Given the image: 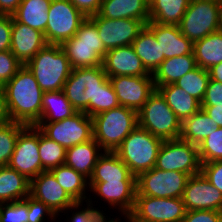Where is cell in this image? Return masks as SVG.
<instances>
[{"instance_id": "cell-6", "label": "cell", "mask_w": 222, "mask_h": 222, "mask_svg": "<svg viewBox=\"0 0 222 222\" xmlns=\"http://www.w3.org/2000/svg\"><path fill=\"white\" fill-rule=\"evenodd\" d=\"M72 69L98 67L108 51L99 37L97 26L87 18L76 34L61 44Z\"/></svg>"}, {"instance_id": "cell-54", "label": "cell", "mask_w": 222, "mask_h": 222, "mask_svg": "<svg viewBox=\"0 0 222 222\" xmlns=\"http://www.w3.org/2000/svg\"><path fill=\"white\" fill-rule=\"evenodd\" d=\"M128 222H130V217L128 216V215H125V217H124ZM120 219L119 218H110L109 217V219H105L103 222H121V221H119Z\"/></svg>"}, {"instance_id": "cell-28", "label": "cell", "mask_w": 222, "mask_h": 222, "mask_svg": "<svg viewBox=\"0 0 222 222\" xmlns=\"http://www.w3.org/2000/svg\"><path fill=\"white\" fill-rule=\"evenodd\" d=\"M157 90L165 98L167 105L181 122L201 109V102L199 100L187 94L185 90L174 83L159 86Z\"/></svg>"}, {"instance_id": "cell-20", "label": "cell", "mask_w": 222, "mask_h": 222, "mask_svg": "<svg viewBox=\"0 0 222 222\" xmlns=\"http://www.w3.org/2000/svg\"><path fill=\"white\" fill-rule=\"evenodd\" d=\"M102 66L109 77L148 76L150 73L143 66L132 45L109 49Z\"/></svg>"}, {"instance_id": "cell-46", "label": "cell", "mask_w": 222, "mask_h": 222, "mask_svg": "<svg viewBox=\"0 0 222 222\" xmlns=\"http://www.w3.org/2000/svg\"><path fill=\"white\" fill-rule=\"evenodd\" d=\"M201 106H222V83L209 79Z\"/></svg>"}, {"instance_id": "cell-42", "label": "cell", "mask_w": 222, "mask_h": 222, "mask_svg": "<svg viewBox=\"0 0 222 222\" xmlns=\"http://www.w3.org/2000/svg\"><path fill=\"white\" fill-rule=\"evenodd\" d=\"M117 95L109 78L100 86L96 94V115L119 107Z\"/></svg>"}, {"instance_id": "cell-15", "label": "cell", "mask_w": 222, "mask_h": 222, "mask_svg": "<svg viewBox=\"0 0 222 222\" xmlns=\"http://www.w3.org/2000/svg\"><path fill=\"white\" fill-rule=\"evenodd\" d=\"M88 18L97 26L99 37L107 50L132 45L145 27L141 20L136 19L115 20L101 17L99 14Z\"/></svg>"}, {"instance_id": "cell-7", "label": "cell", "mask_w": 222, "mask_h": 222, "mask_svg": "<svg viewBox=\"0 0 222 222\" xmlns=\"http://www.w3.org/2000/svg\"><path fill=\"white\" fill-rule=\"evenodd\" d=\"M181 123L157 89L138 111V125L163 141L179 139Z\"/></svg>"}, {"instance_id": "cell-17", "label": "cell", "mask_w": 222, "mask_h": 222, "mask_svg": "<svg viewBox=\"0 0 222 222\" xmlns=\"http://www.w3.org/2000/svg\"><path fill=\"white\" fill-rule=\"evenodd\" d=\"M182 200L186 211L215 210L222 212V193L201 172L188 178Z\"/></svg>"}, {"instance_id": "cell-9", "label": "cell", "mask_w": 222, "mask_h": 222, "mask_svg": "<svg viewBox=\"0 0 222 222\" xmlns=\"http://www.w3.org/2000/svg\"><path fill=\"white\" fill-rule=\"evenodd\" d=\"M46 137L68 149L93 139V119L84 112L51 123L35 125Z\"/></svg>"}, {"instance_id": "cell-10", "label": "cell", "mask_w": 222, "mask_h": 222, "mask_svg": "<svg viewBox=\"0 0 222 222\" xmlns=\"http://www.w3.org/2000/svg\"><path fill=\"white\" fill-rule=\"evenodd\" d=\"M44 33L47 44H62L71 39L87 17L69 0H52Z\"/></svg>"}, {"instance_id": "cell-55", "label": "cell", "mask_w": 222, "mask_h": 222, "mask_svg": "<svg viewBox=\"0 0 222 222\" xmlns=\"http://www.w3.org/2000/svg\"><path fill=\"white\" fill-rule=\"evenodd\" d=\"M220 30L222 31V13H221Z\"/></svg>"}, {"instance_id": "cell-30", "label": "cell", "mask_w": 222, "mask_h": 222, "mask_svg": "<svg viewBox=\"0 0 222 222\" xmlns=\"http://www.w3.org/2000/svg\"><path fill=\"white\" fill-rule=\"evenodd\" d=\"M76 112L63 90L47 91L42 96L41 117L38 123L60 121Z\"/></svg>"}, {"instance_id": "cell-51", "label": "cell", "mask_w": 222, "mask_h": 222, "mask_svg": "<svg viewBox=\"0 0 222 222\" xmlns=\"http://www.w3.org/2000/svg\"><path fill=\"white\" fill-rule=\"evenodd\" d=\"M22 0H0V14L12 15L20 5Z\"/></svg>"}, {"instance_id": "cell-26", "label": "cell", "mask_w": 222, "mask_h": 222, "mask_svg": "<svg viewBox=\"0 0 222 222\" xmlns=\"http://www.w3.org/2000/svg\"><path fill=\"white\" fill-rule=\"evenodd\" d=\"M196 67L194 54L165 59L152 74L155 88L175 83Z\"/></svg>"}, {"instance_id": "cell-13", "label": "cell", "mask_w": 222, "mask_h": 222, "mask_svg": "<svg viewBox=\"0 0 222 222\" xmlns=\"http://www.w3.org/2000/svg\"><path fill=\"white\" fill-rule=\"evenodd\" d=\"M155 167L163 171H177L189 176L200 173L198 146L182 139L165 140L161 144Z\"/></svg>"}, {"instance_id": "cell-43", "label": "cell", "mask_w": 222, "mask_h": 222, "mask_svg": "<svg viewBox=\"0 0 222 222\" xmlns=\"http://www.w3.org/2000/svg\"><path fill=\"white\" fill-rule=\"evenodd\" d=\"M23 65L11 50L0 52V87L9 82Z\"/></svg>"}, {"instance_id": "cell-45", "label": "cell", "mask_w": 222, "mask_h": 222, "mask_svg": "<svg viewBox=\"0 0 222 222\" xmlns=\"http://www.w3.org/2000/svg\"><path fill=\"white\" fill-rule=\"evenodd\" d=\"M200 172L222 193V161L202 163Z\"/></svg>"}, {"instance_id": "cell-50", "label": "cell", "mask_w": 222, "mask_h": 222, "mask_svg": "<svg viewBox=\"0 0 222 222\" xmlns=\"http://www.w3.org/2000/svg\"><path fill=\"white\" fill-rule=\"evenodd\" d=\"M201 108L211 117L217 127H222V106H201Z\"/></svg>"}, {"instance_id": "cell-33", "label": "cell", "mask_w": 222, "mask_h": 222, "mask_svg": "<svg viewBox=\"0 0 222 222\" xmlns=\"http://www.w3.org/2000/svg\"><path fill=\"white\" fill-rule=\"evenodd\" d=\"M190 0H150L149 22L178 25Z\"/></svg>"}, {"instance_id": "cell-25", "label": "cell", "mask_w": 222, "mask_h": 222, "mask_svg": "<svg viewBox=\"0 0 222 222\" xmlns=\"http://www.w3.org/2000/svg\"><path fill=\"white\" fill-rule=\"evenodd\" d=\"M100 151L102 149L94 139L77 144L67 149L64 164L72 167L89 180L99 156L103 153Z\"/></svg>"}, {"instance_id": "cell-38", "label": "cell", "mask_w": 222, "mask_h": 222, "mask_svg": "<svg viewBox=\"0 0 222 222\" xmlns=\"http://www.w3.org/2000/svg\"><path fill=\"white\" fill-rule=\"evenodd\" d=\"M25 127L26 125L13 121L0 125V167L8 166L16 146L17 137Z\"/></svg>"}, {"instance_id": "cell-3", "label": "cell", "mask_w": 222, "mask_h": 222, "mask_svg": "<svg viewBox=\"0 0 222 222\" xmlns=\"http://www.w3.org/2000/svg\"><path fill=\"white\" fill-rule=\"evenodd\" d=\"M93 139L103 151L114 152L138 126V112L124 106L92 117Z\"/></svg>"}, {"instance_id": "cell-47", "label": "cell", "mask_w": 222, "mask_h": 222, "mask_svg": "<svg viewBox=\"0 0 222 222\" xmlns=\"http://www.w3.org/2000/svg\"><path fill=\"white\" fill-rule=\"evenodd\" d=\"M182 222H222V212L215 210L187 211Z\"/></svg>"}, {"instance_id": "cell-41", "label": "cell", "mask_w": 222, "mask_h": 222, "mask_svg": "<svg viewBox=\"0 0 222 222\" xmlns=\"http://www.w3.org/2000/svg\"><path fill=\"white\" fill-rule=\"evenodd\" d=\"M1 222H28V205L23 201L0 203Z\"/></svg>"}, {"instance_id": "cell-2", "label": "cell", "mask_w": 222, "mask_h": 222, "mask_svg": "<svg viewBox=\"0 0 222 222\" xmlns=\"http://www.w3.org/2000/svg\"><path fill=\"white\" fill-rule=\"evenodd\" d=\"M25 66L44 92L63 90L72 72L70 61L60 44H46Z\"/></svg>"}, {"instance_id": "cell-39", "label": "cell", "mask_w": 222, "mask_h": 222, "mask_svg": "<svg viewBox=\"0 0 222 222\" xmlns=\"http://www.w3.org/2000/svg\"><path fill=\"white\" fill-rule=\"evenodd\" d=\"M200 163L222 161V127L212 129V132L198 146Z\"/></svg>"}, {"instance_id": "cell-4", "label": "cell", "mask_w": 222, "mask_h": 222, "mask_svg": "<svg viewBox=\"0 0 222 222\" xmlns=\"http://www.w3.org/2000/svg\"><path fill=\"white\" fill-rule=\"evenodd\" d=\"M108 79L103 66L72 69L63 92L77 112L96 115V94Z\"/></svg>"}, {"instance_id": "cell-24", "label": "cell", "mask_w": 222, "mask_h": 222, "mask_svg": "<svg viewBox=\"0 0 222 222\" xmlns=\"http://www.w3.org/2000/svg\"><path fill=\"white\" fill-rule=\"evenodd\" d=\"M108 181H136V176L130 172L115 152L104 151L99 156L88 183Z\"/></svg>"}, {"instance_id": "cell-27", "label": "cell", "mask_w": 222, "mask_h": 222, "mask_svg": "<svg viewBox=\"0 0 222 222\" xmlns=\"http://www.w3.org/2000/svg\"><path fill=\"white\" fill-rule=\"evenodd\" d=\"M30 195V180L9 166L0 167V203L24 200Z\"/></svg>"}, {"instance_id": "cell-12", "label": "cell", "mask_w": 222, "mask_h": 222, "mask_svg": "<svg viewBox=\"0 0 222 222\" xmlns=\"http://www.w3.org/2000/svg\"><path fill=\"white\" fill-rule=\"evenodd\" d=\"M182 198L136 195L131 222H182L186 215Z\"/></svg>"}, {"instance_id": "cell-31", "label": "cell", "mask_w": 222, "mask_h": 222, "mask_svg": "<svg viewBox=\"0 0 222 222\" xmlns=\"http://www.w3.org/2000/svg\"><path fill=\"white\" fill-rule=\"evenodd\" d=\"M132 47L146 70L153 74L161 64V48L154 33L146 25L132 42Z\"/></svg>"}, {"instance_id": "cell-22", "label": "cell", "mask_w": 222, "mask_h": 222, "mask_svg": "<svg viewBox=\"0 0 222 222\" xmlns=\"http://www.w3.org/2000/svg\"><path fill=\"white\" fill-rule=\"evenodd\" d=\"M47 44L44 33L13 19L10 50L25 65Z\"/></svg>"}, {"instance_id": "cell-11", "label": "cell", "mask_w": 222, "mask_h": 222, "mask_svg": "<svg viewBox=\"0 0 222 222\" xmlns=\"http://www.w3.org/2000/svg\"><path fill=\"white\" fill-rule=\"evenodd\" d=\"M189 177L186 173L163 171L153 167L136 177V195L182 198Z\"/></svg>"}, {"instance_id": "cell-48", "label": "cell", "mask_w": 222, "mask_h": 222, "mask_svg": "<svg viewBox=\"0 0 222 222\" xmlns=\"http://www.w3.org/2000/svg\"><path fill=\"white\" fill-rule=\"evenodd\" d=\"M12 25V15L0 14V52L10 50L12 39Z\"/></svg>"}, {"instance_id": "cell-52", "label": "cell", "mask_w": 222, "mask_h": 222, "mask_svg": "<svg viewBox=\"0 0 222 222\" xmlns=\"http://www.w3.org/2000/svg\"><path fill=\"white\" fill-rule=\"evenodd\" d=\"M8 121H10V119L7 113L4 93L2 87H0V125L5 124Z\"/></svg>"}, {"instance_id": "cell-32", "label": "cell", "mask_w": 222, "mask_h": 222, "mask_svg": "<svg viewBox=\"0 0 222 222\" xmlns=\"http://www.w3.org/2000/svg\"><path fill=\"white\" fill-rule=\"evenodd\" d=\"M193 53L196 65L208 70L222 62V31L210 33L194 42Z\"/></svg>"}, {"instance_id": "cell-49", "label": "cell", "mask_w": 222, "mask_h": 222, "mask_svg": "<svg viewBox=\"0 0 222 222\" xmlns=\"http://www.w3.org/2000/svg\"><path fill=\"white\" fill-rule=\"evenodd\" d=\"M87 18L98 14L102 0H69Z\"/></svg>"}, {"instance_id": "cell-1", "label": "cell", "mask_w": 222, "mask_h": 222, "mask_svg": "<svg viewBox=\"0 0 222 222\" xmlns=\"http://www.w3.org/2000/svg\"><path fill=\"white\" fill-rule=\"evenodd\" d=\"M2 90L10 121L26 126H35L39 122L44 91L25 65L2 86Z\"/></svg>"}, {"instance_id": "cell-34", "label": "cell", "mask_w": 222, "mask_h": 222, "mask_svg": "<svg viewBox=\"0 0 222 222\" xmlns=\"http://www.w3.org/2000/svg\"><path fill=\"white\" fill-rule=\"evenodd\" d=\"M50 172L53 174L59 185L76 202H81L83 204V202L88 201L86 189L89 191L87 188L89 185H87L88 179L86 177L65 164L51 169Z\"/></svg>"}, {"instance_id": "cell-36", "label": "cell", "mask_w": 222, "mask_h": 222, "mask_svg": "<svg viewBox=\"0 0 222 222\" xmlns=\"http://www.w3.org/2000/svg\"><path fill=\"white\" fill-rule=\"evenodd\" d=\"M67 149L46 137L39 130V156L43 171H50L65 163Z\"/></svg>"}, {"instance_id": "cell-21", "label": "cell", "mask_w": 222, "mask_h": 222, "mask_svg": "<svg viewBox=\"0 0 222 222\" xmlns=\"http://www.w3.org/2000/svg\"><path fill=\"white\" fill-rule=\"evenodd\" d=\"M146 26L154 33L161 48V63L168 58L194 54V43L187 39L178 25L149 22Z\"/></svg>"}, {"instance_id": "cell-44", "label": "cell", "mask_w": 222, "mask_h": 222, "mask_svg": "<svg viewBox=\"0 0 222 222\" xmlns=\"http://www.w3.org/2000/svg\"><path fill=\"white\" fill-rule=\"evenodd\" d=\"M23 201L28 205V222H44L46 220L45 217H47V219L49 217L52 221L57 218V215L52 209L30 195H28Z\"/></svg>"}, {"instance_id": "cell-5", "label": "cell", "mask_w": 222, "mask_h": 222, "mask_svg": "<svg viewBox=\"0 0 222 222\" xmlns=\"http://www.w3.org/2000/svg\"><path fill=\"white\" fill-rule=\"evenodd\" d=\"M163 140L139 125L114 151L136 177L155 167Z\"/></svg>"}, {"instance_id": "cell-18", "label": "cell", "mask_w": 222, "mask_h": 222, "mask_svg": "<svg viewBox=\"0 0 222 222\" xmlns=\"http://www.w3.org/2000/svg\"><path fill=\"white\" fill-rule=\"evenodd\" d=\"M30 196L43 202L58 216L59 212L66 213V209L76 203L50 171H43L30 180Z\"/></svg>"}, {"instance_id": "cell-37", "label": "cell", "mask_w": 222, "mask_h": 222, "mask_svg": "<svg viewBox=\"0 0 222 222\" xmlns=\"http://www.w3.org/2000/svg\"><path fill=\"white\" fill-rule=\"evenodd\" d=\"M209 79L208 70L197 66L178 79L174 84L185 90L187 94L202 102Z\"/></svg>"}, {"instance_id": "cell-35", "label": "cell", "mask_w": 222, "mask_h": 222, "mask_svg": "<svg viewBox=\"0 0 222 222\" xmlns=\"http://www.w3.org/2000/svg\"><path fill=\"white\" fill-rule=\"evenodd\" d=\"M216 128V123L201 108L182 121L180 139L199 146L210 135L212 129Z\"/></svg>"}, {"instance_id": "cell-23", "label": "cell", "mask_w": 222, "mask_h": 222, "mask_svg": "<svg viewBox=\"0 0 222 222\" xmlns=\"http://www.w3.org/2000/svg\"><path fill=\"white\" fill-rule=\"evenodd\" d=\"M150 0H102L98 14L109 19H136L149 23Z\"/></svg>"}, {"instance_id": "cell-29", "label": "cell", "mask_w": 222, "mask_h": 222, "mask_svg": "<svg viewBox=\"0 0 222 222\" xmlns=\"http://www.w3.org/2000/svg\"><path fill=\"white\" fill-rule=\"evenodd\" d=\"M52 0H22L12 14L15 21L45 33L48 22V10Z\"/></svg>"}, {"instance_id": "cell-14", "label": "cell", "mask_w": 222, "mask_h": 222, "mask_svg": "<svg viewBox=\"0 0 222 222\" xmlns=\"http://www.w3.org/2000/svg\"><path fill=\"white\" fill-rule=\"evenodd\" d=\"M8 166L29 180L43 172L39 156V129L36 126H26L19 133Z\"/></svg>"}, {"instance_id": "cell-8", "label": "cell", "mask_w": 222, "mask_h": 222, "mask_svg": "<svg viewBox=\"0 0 222 222\" xmlns=\"http://www.w3.org/2000/svg\"><path fill=\"white\" fill-rule=\"evenodd\" d=\"M222 0H190L178 27L193 43L220 30Z\"/></svg>"}, {"instance_id": "cell-40", "label": "cell", "mask_w": 222, "mask_h": 222, "mask_svg": "<svg viewBox=\"0 0 222 222\" xmlns=\"http://www.w3.org/2000/svg\"><path fill=\"white\" fill-rule=\"evenodd\" d=\"M92 203L93 201L91 200V198H89L88 201H86L87 204L86 208L84 206L83 208L79 207L82 205L81 202H76L74 205L66 209L67 210L66 212H70L68 210L71 209L72 212L73 210L75 211L76 209V212L74 211L72 212V216H70L71 220L69 219V222H103L106 219V216L98 208L97 209L95 207L93 208Z\"/></svg>"}, {"instance_id": "cell-16", "label": "cell", "mask_w": 222, "mask_h": 222, "mask_svg": "<svg viewBox=\"0 0 222 222\" xmlns=\"http://www.w3.org/2000/svg\"><path fill=\"white\" fill-rule=\"evenodd\" d=\"M109 80L117 95L120 106L139 111L156 90L153 75L148 76H114Z\"/></svg>"}, {"instance_id": "cell-19", "label": "cell", "mask_w": 222, "mask_h": 222, "mask_svg": "<svg viewBox=\"0 0 222 222\" xmlns=\"http://www.w3.org/2000/svg\"><path fill=\"white\" fill-rule=\"evenodd\" d=\"M90 192L103 198L114 209L118 208L123 216L129 215L135 205L137 192L136 181H108L105 183H88Z\"/></svg>"}, {"instance_id": "cell-53", "label": "cell", "mask_w": 222, "mask_h": 222, "mask_svg": "<svg viewBox=\"0 0 222 222\" xmlns=\"http://www.w3.org/2000/svg\"><path fill=\"white\" fill-rule=\"evenodd\" d=\"M208 72L210 79L222 83V62L209 68Z\"/></svg>"}]
</instances>
